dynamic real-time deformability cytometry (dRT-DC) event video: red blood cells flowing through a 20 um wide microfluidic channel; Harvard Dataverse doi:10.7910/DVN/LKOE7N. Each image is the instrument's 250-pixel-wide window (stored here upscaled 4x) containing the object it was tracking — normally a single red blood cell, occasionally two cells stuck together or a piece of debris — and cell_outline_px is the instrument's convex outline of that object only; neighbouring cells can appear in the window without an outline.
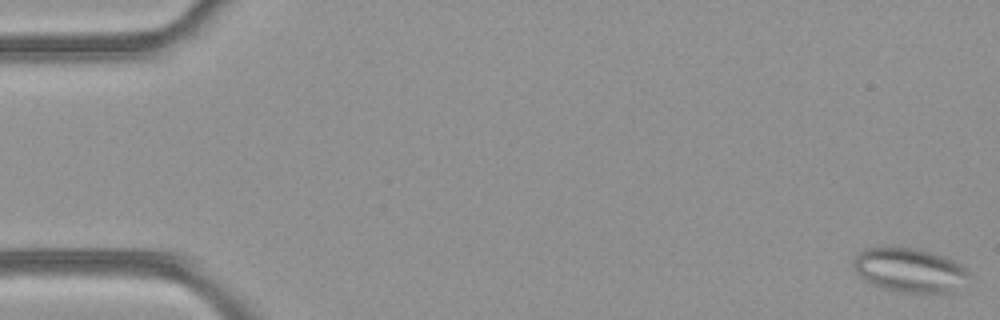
{"species": "common noctule bat (a hibernating species)", "species_latin": "Nyctalus noctula", "temperature_condition": "room temperature", "stored_images_in_passage": 14, "camera_frame_rate_fps": 3000, "um_per_image_px": 0.085, "animal": {"sex": "female", "body_mass_g": 21.9}, "frame": {"image": 1, "passage_image": 1, "time_ms": 0.0, "image_size_px": [1000, 320], "cell_outline_px": [[972, 276], [952, 292], [900, 292], [884, 288], [872, 284], [864, 280], [856, 272], [852, 264], [856, 252], [868, 248], [916, 248], [944, 256], [968, 268]], "centroid_in_image_um": [77.33, 22.96], "position_along_channel_um": 7.7, "area_um2": 29.65}}